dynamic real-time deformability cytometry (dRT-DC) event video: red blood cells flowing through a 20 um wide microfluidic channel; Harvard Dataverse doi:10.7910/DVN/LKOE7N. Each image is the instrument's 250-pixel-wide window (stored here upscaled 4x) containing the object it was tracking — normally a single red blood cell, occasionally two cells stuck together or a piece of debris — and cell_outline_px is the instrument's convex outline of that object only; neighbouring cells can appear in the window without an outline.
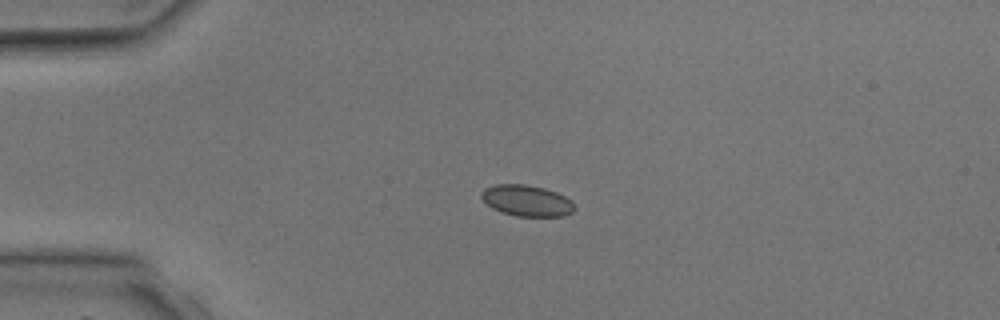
{"species": "common noctule bat (a hibernating species)", "species_latin": "Nyctalus noctula", "temperature_condition": "room temperature", "stored_images_in_passage": 3, "camera_frame_rate_fps": 3000, "um_per_image_px": 0.085, "animal": {"sex": "male", "body_mass_g": 17.9, "forearm_length_mm": 54.2}, "frame": {"image": 1, "passage_image": 2, "time_ms": 1.0, "image_size_px": [1000, 320], "cell_outline_px": [[576, 208], [572, 212], [564, 216], [516, 216], [500, 212], [492, 208], [480, 196], [480, 192], [484, 188], [496, 184], [524, 184], [544, 188], [556, 192], [572, 200]], "centroid_in_image_um": [44.77, 17.05], "position_along_channel_um": 40.2, "area_um2": 16.99}}
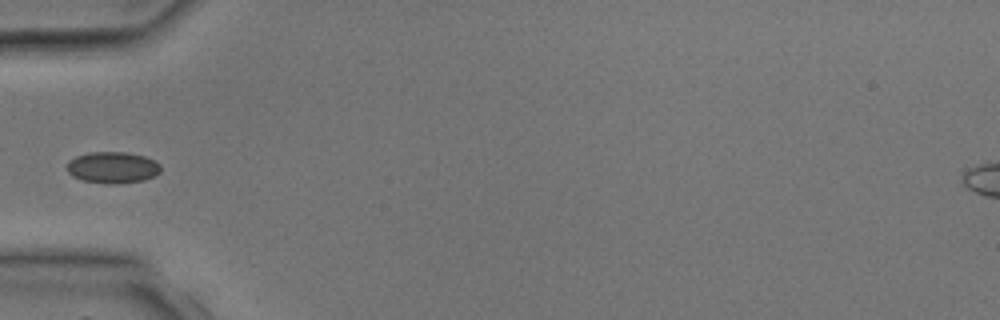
{"frame": {"image": 2, "passage_image": 3, "time_ms": 2.333, "image_size_px": [1000, 320], "cell_outline_px": [[160, 172], [156, 176], [144, 180], [116, 184], [104, 184], [84, 180], [72, 176], [68, 172], [68, 160], [76, 156], [88, 152], [124, 152], [144, 156], [160, 164]], "centroid_in_image_um": [9.57, 14.24], "position_along_channel_um": 75.4, "area_um2": 17.22}}